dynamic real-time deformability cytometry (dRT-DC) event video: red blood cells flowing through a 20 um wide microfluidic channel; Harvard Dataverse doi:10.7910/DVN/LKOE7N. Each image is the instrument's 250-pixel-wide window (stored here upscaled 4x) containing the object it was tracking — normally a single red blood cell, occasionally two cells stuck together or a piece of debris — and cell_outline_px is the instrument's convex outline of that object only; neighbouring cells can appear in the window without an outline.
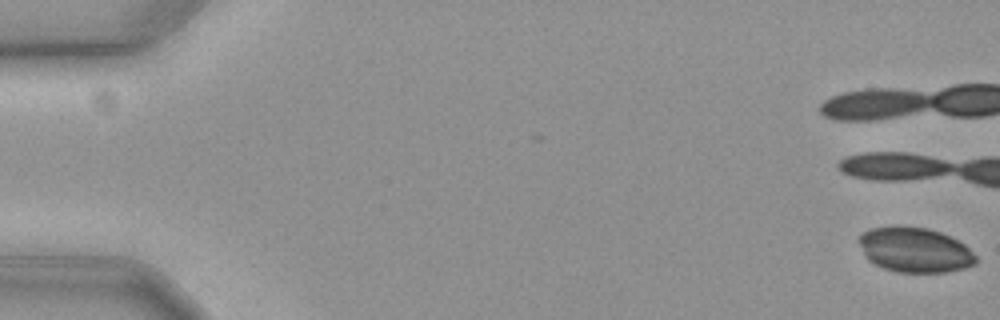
{"species": "common noctule bat (a hibernating species)", "species_latin": "Nyctalus noctula", "temperature_condition": "cold", "stored_images_in_passage": 14, "camera_frame_rate_fps": 3000, "um_per_image_px": 0.085, "animal": {"sex": "female", "body_mass_g": 19.3, "forearm_length_mm": 54.1}, "frame": {"image": 1, "passage_image": 1, "time_ms": 0.0, "image_size_px": [1000, 320], "cell_outline_px": [[976, 264], [964, 268], [948, 272], [896, 272], [884, 268], [868, 260], [864, 256], [856, 240], [860, 232], [872, 228], [928, 228], [940, 232], [964, 244], [976, 256]], "centroid_in_image_um": [77.72, 21.27], "position_along_channel_um": 7.3, "area_um2": 30.29}}